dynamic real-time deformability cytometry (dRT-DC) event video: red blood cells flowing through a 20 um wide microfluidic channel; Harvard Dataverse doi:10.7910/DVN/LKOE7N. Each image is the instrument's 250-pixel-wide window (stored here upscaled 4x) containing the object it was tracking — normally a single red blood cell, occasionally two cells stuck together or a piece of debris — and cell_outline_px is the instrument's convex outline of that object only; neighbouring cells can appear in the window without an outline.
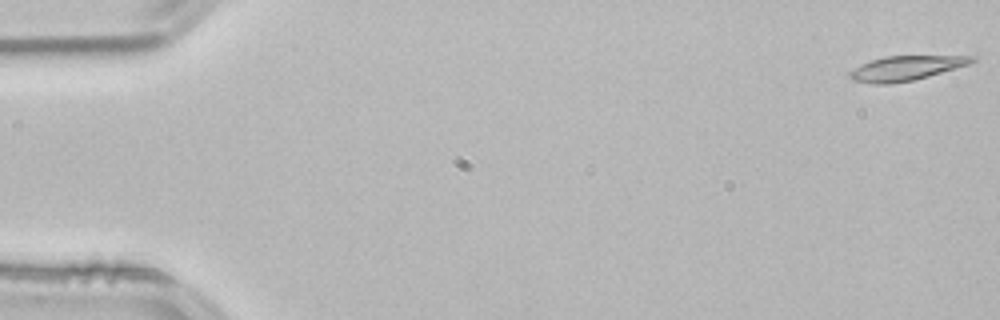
{"species": "common noctule bat (a hibernating species)", "species_latin": "Nyctalus noctula", "temperature_condition": "room temperature", "stored_images_in_passage": 53, "camera_frame_rate_fps": 3000, "um_per_image_px": 0.085, "animal": {"sex": "male", "body_mass_g": 21.5, "forearm_length_mm": 52.0}, "frame": {"image": 1, "passage_image": 1, "time_ms": 0.0, "image_size_px": [1000, 320], "cell_outline_px": [[976, 60], [968, 64], [928, 76], [912, 80], [892, 84], [872, 84], [852, 80], [848, 76], [848, 72], [872, 60], [884, 56], [976, 56]], "centroid_in_image_um": [76.97, 5.8], "position_along_channel_um": 8.0, "area_um2": 17.22}}
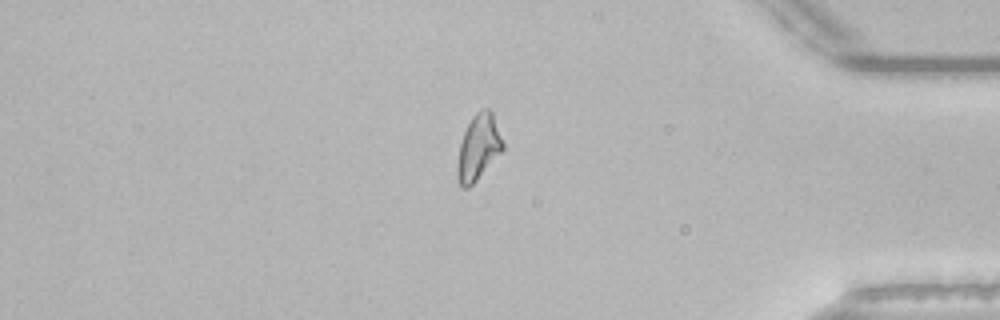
{"frame": {"image": 2, "passage_image": 45, "time_ms": 14.667, "image_size_px": [1000, 320], "cell_outline_px": [[504, 148], [476, 180], [468, 188], [460, 188], [456, 176], [456, 164], [460, 144], [464, 132], [472, 116], [480, 108], [488, 108], [492, 112], [504, 144]], "centroid_in_image_um": [40.63, 12.53], "position_along_channel_um": 394.6, "area_um2": 17.34}}
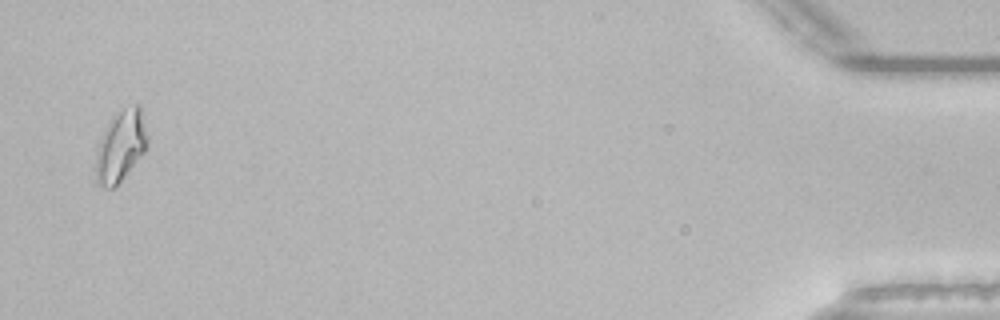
{"frame": {"image": 3, "passage_image": 52, "time_ms": 17.0, "image_size_px": [1000, 320], "cell_outline_px": [[148, 144], [144, 152], [120, 184], [116, 188], [100, 188], [96, 184], [96, 148], [104, 128], [112, 116], [124, 108], [136, 104], [140, 104], [148, 136]], "centroid_in_image_um": [10.25, 12.45], "position_along_channel_um": 425.0, "area_um2": 22.02}}